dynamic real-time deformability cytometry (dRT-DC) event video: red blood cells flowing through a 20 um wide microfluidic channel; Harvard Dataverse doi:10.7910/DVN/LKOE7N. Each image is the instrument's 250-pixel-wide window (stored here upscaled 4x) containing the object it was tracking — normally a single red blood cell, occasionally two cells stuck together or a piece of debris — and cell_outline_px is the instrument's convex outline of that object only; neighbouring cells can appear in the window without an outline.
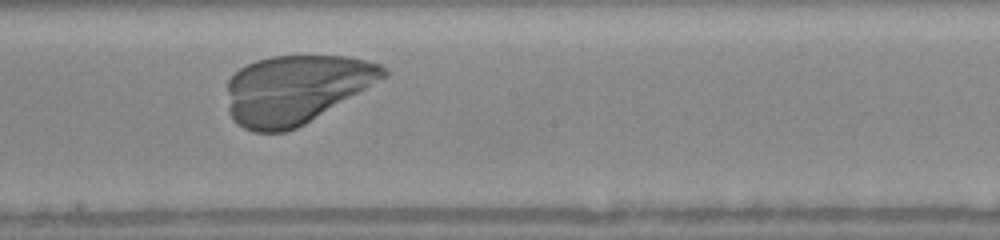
{"species": "human", "species_latin": "Homo sapiens", "temperature_condition": "warm", "stored_images_in_passage": 27, "camera_frame_rate_fps": 3000, "um_per_image_px": 0.085, "donor": {"sex": "female"}, "frame": {"image": 1, "passage_image": 15, "time_ms": 4.667, "image_size_px": [1000, 240], "cell_outline_px": [[388, 76], [304, 124], [288, 132], [252, 132], [236, 124], [232, 120], [228, 112], [228, 80], [240, 68], [256, 60], [272, 56], [348, 56], [380, 64], [388, 68]], "centroid_in_image_um": [25.14, 7.6], "position_along_channel_um": 223.1, "area_um2": 62.54}}